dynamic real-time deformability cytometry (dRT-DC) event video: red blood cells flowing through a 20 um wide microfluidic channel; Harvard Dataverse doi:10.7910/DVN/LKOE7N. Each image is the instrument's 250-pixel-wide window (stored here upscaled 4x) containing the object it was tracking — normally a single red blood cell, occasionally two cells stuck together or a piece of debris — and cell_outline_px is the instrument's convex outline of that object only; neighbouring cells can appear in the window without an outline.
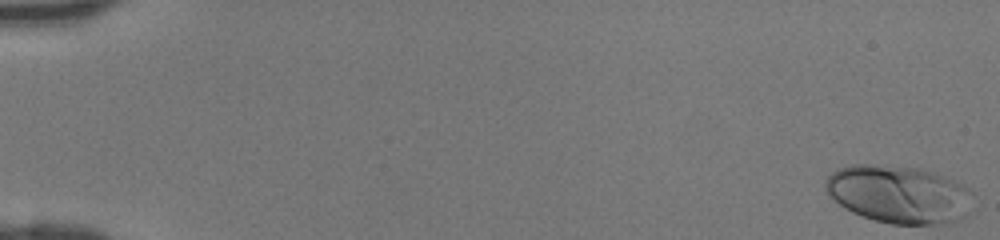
{"species": "human", "species_latin": "Homo sapiens", "temperature_condition": "room temperature", "stored_images_in_passage": 46, "camera_frame_rate_fps": 3000, "um_per_image_px": 0.085, "donor": {"sex": "female"}, "frame": {"image": 1, "passage_image": 1, "time_ms": 0.0, "image_size_px": [1000, 240], "cell_outline_px": [[972, 192], [964, 216], [960, 220], [944, 224], [892, 224], [876, 220], [852, 212], [844, 208], [828, 196], [824, 188], [824, 180], [832, 172], [840, 168], [852, 164], [872, 164], [920, 168], [936, 172], [956, 180], [968, 188]], "centroid_in_image_um": [76.36, 16.5], "position_along_channel_um": 8.6, "area_um2": 49.88}}
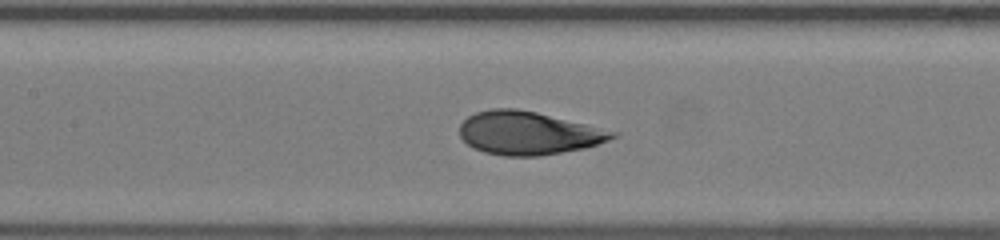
{"frame": {"image": 2, "passage_image": 23, "time_ms": 7.333, "image_size_px": [1000, 240], "cell_outline_px": [[620, 132], [616, 136], [608, 140], [584, 148], [536, 156], [504, 156], [484, 152], [468, 144], [460, 136], [460, 124], [468, 116], [476, 112], [492, 108], [516, 108], [536, 112]], "centroid_in_image_um": [44.89, 11.3], "position_along_channel_um": 162.5, "area_um2": 38.15}}
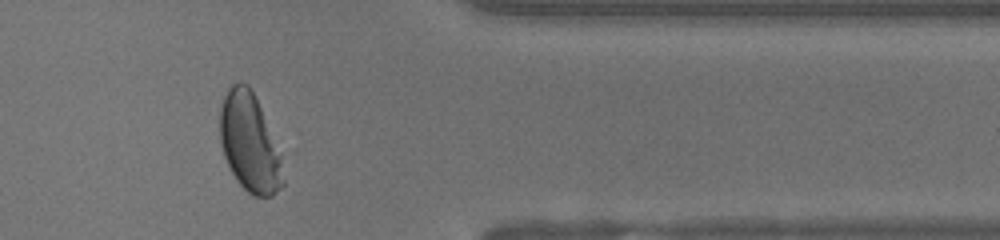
{"frame": {"image": 3, "passage_image": 39, "time_ms": 12.667, "image_size_px": [1000, 240], "cell_outline_px": [[284, 184], [272, 196], [252, 196], [236, 180], [224, 156], [220, 144], [220, 108], [224, 96], [228, 88], [232, 84], [248, 84], [260, 108], [280, 156], [284, 180]], "centroid_in_image_um": [21.18, 12.17], "position_along_channel_um": 390.2, "area_um2": 35.37}}